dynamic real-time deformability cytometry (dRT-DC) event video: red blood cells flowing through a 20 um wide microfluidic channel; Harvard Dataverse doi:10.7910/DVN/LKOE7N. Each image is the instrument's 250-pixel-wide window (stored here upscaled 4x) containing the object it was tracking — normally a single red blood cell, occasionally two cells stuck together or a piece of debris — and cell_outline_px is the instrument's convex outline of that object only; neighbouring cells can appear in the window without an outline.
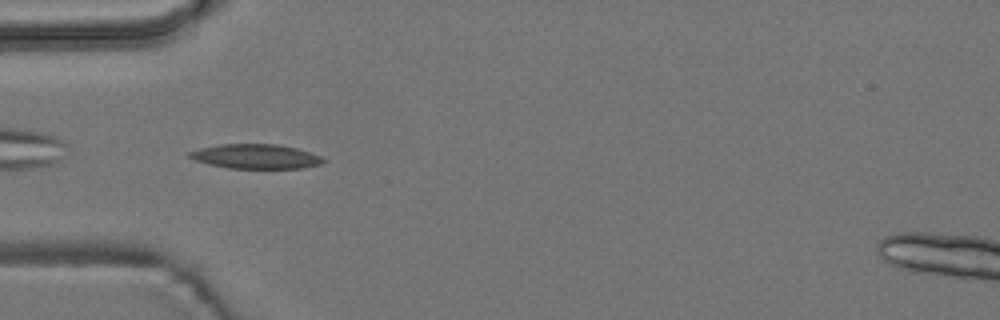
{"species": "common noctule bat (a hibernating species)", "species_latin": "Nyctalus noctula", "temperature_condition": "room temperature", "stored_images_in_passage": 4, "camera_frame_rate_fps": 3000, "um_per_image_px": 0.085, "animal": {"sex": "male", "body_mass_g": 19.2, "forearm_length_mm": 51.8}, "frame": {"image": 1, "passage_image": 2, "time_ms": 0.333, "image_size_px": [1000, 320], "cell_outline_px": [[328, 160], [320, 164], [300, 168], [228, 168], [208, 164], [196, 160], [188, 156], [188, 152], [200, 148], [220, 144], [276, 144], [296, 148], [320, 156]], "centroid_in_image_um": [21.73, 13.29], "position_along_channel_um": 63.3, "area_um2": 18.96}}
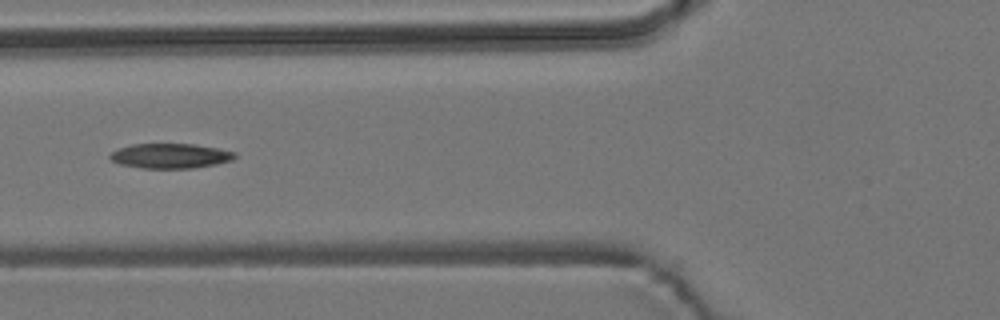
{"frame": {"image": 2, "passage_image": 3, "time_ms": 0.667, "image_size_px": [1000, 320], "cell_outline_px": [[236, 156], [232, 160], [216, 164], [192, 168], [140, 168], [120, 164], [112, 160], [108, 156], [112, 152], [120, 148], [132, 144], [192, 144], [216, 148], [236, 152]], "centroid_in_image_um": [14.47, 13.25], "position_along_channel_um": 111.3, "area_um2": 17.92}}
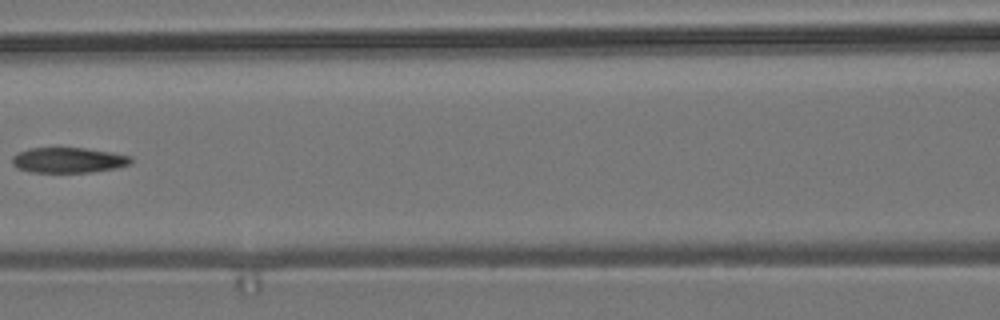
{"frame": {"image": 3, "passage_image": 4, "time_ms": 1.0, "image_size_px": [1000, 320], "cell_outline_px": [[132, 164], [116, 168], [92, 172], [32, 172], [20, 168], [12, 164], [12, 156], [20, 152], [32, 148], [84, 148], [112, 152], [132, 156]], "centroid_in_image_um": [5.88, 13.61], "position_along_channel_um": 160.7, "area_um2": 17.46}}